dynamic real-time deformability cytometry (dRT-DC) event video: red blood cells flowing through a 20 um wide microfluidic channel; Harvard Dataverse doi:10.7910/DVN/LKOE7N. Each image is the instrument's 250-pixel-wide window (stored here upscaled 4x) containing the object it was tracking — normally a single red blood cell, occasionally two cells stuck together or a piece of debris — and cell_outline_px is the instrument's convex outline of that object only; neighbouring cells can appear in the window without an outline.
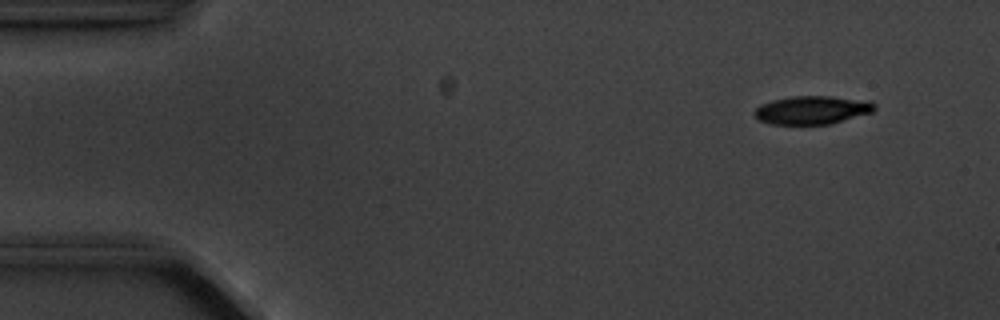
{"species": "common noctule bat (a hibernating species)", "species_latin": "Nyctalus noctula", "temperature_condition": "cold", "stored_images_in_passage": 4, "camera_frame_rate_fps": 3000, "um_per_image_px": 0.085, "animal": {"sex": "male", "body_mass_g": 20.1, "forearm_length_mm": 53.5}, "frame": {"image": 1, "passage_image": 2, "time_ms": 1.0, "image_size_px": [1000, 320], "cell_outline_px": [[876, 108], [872, 112], [832, 124], [772, 124], [760, 120], [752, 112], [760, 104], [772, 100], [792, 96], [832, 96], [868, 100], [876, 104]], "centroid_in_image_um": [69.05, 9.34], "position_along_channel_um": 15.9, "area_um2": 19.94}}